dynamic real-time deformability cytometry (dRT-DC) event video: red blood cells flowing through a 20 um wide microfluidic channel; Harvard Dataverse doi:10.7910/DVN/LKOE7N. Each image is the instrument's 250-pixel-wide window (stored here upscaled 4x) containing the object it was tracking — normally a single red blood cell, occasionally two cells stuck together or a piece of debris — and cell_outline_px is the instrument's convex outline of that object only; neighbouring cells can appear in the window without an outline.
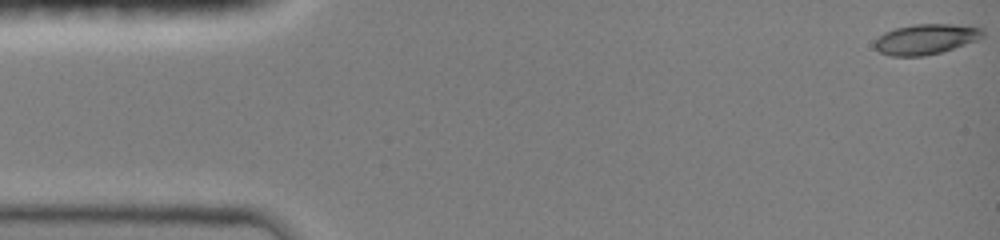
{"species": "common noctule bat (a hibernating species)", "species_latin": "Nyctalus noctula", "temperature_condition": "room temperature", "stored_images_in_passage": 9, "camera_frame_rate_fps": 3000, "um_per_image_px": 0.085, "animal": {"sex": "female", "body_mass_g": 19.0, "forearm_length_mm": 51.5}, "frame": {"image": 1, "passage_image": 1, "time_ms": 0.0, "image_size_px": [1000, 240], "cell_outline_px": [[984, 36], [976, 40], [940, 52], [924, 56], [892, 56], [880, 52], [872, 44], [884, 32], [896, 28], [916, 24], [952, 24], [980, 28], [984, 32]], "centroid_in_image_um": [78.66, 3.33], "position_along_channel_um": 6.3, "area_um2": 18.79}}